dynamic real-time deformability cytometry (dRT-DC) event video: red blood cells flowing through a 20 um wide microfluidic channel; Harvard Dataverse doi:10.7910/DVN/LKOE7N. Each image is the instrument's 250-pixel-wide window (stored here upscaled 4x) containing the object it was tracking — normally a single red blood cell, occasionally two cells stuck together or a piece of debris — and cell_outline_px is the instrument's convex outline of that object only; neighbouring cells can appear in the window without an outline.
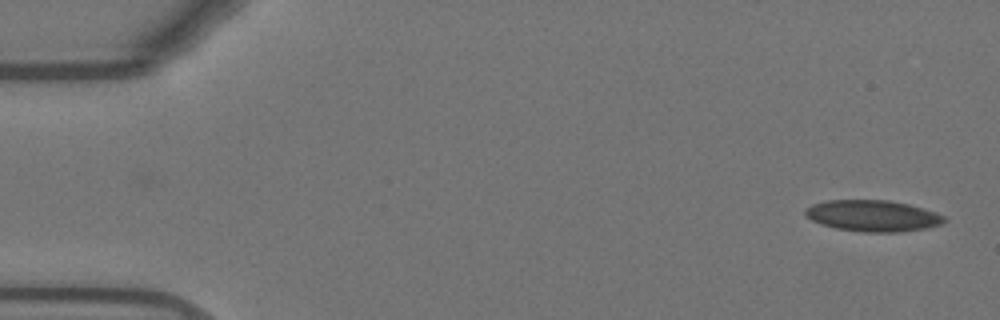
{"species": "Egyptian fruit bat (a non-hibernating species)", "species_latin": "Rousettus aegyptiacus", "temperature_condition": "warm", "stored_images_in_passage": 53, "camera_frame_rate_fps": 3000, "um_per_image_px": 0.085, "animal": {"sex": "female"}, "frame": {"image": 1, "passage_image": 1, "time_ms": 0.0, "image_size_px": [1000, 320], "cell_outline_px": [[948, 220], [940, 224], [924, 228], [896, 232], [860, 232], [836, 228], [820, 224], [804, 216], [804, 208], [812, 204], [828, 200], [888, 200], [908, 204], [936, 212], [944, 216]], "centroid_in_image_um": [74.14, 18.34], "position_along_channel_um": 10.9, "area_um2": 25.37}}
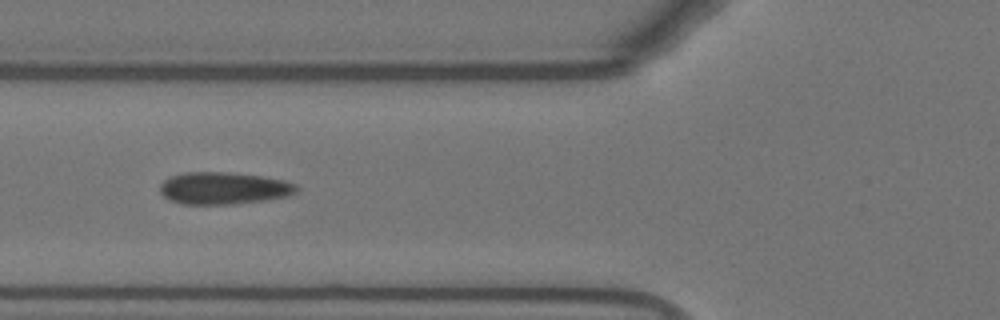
{"frame": {"image": 2, "passage_image": 19, "time_ms": 6.0, "image_size_px": [1000, 320], "cell_outline_px": [[300, 188], [296, 192], [288, 196], [264, 200], [236, 204], [184, 204], [168, 200], [160, 192], [160, 184], [164, 180], [172, 176], [184, 172], [228, 172], [260, 176], [284, 180], [296, 184]], "centroid_in_image_um": [19.01, 16.0], "position_along_channel_um": 106.8, "area_um2": 25.66}}
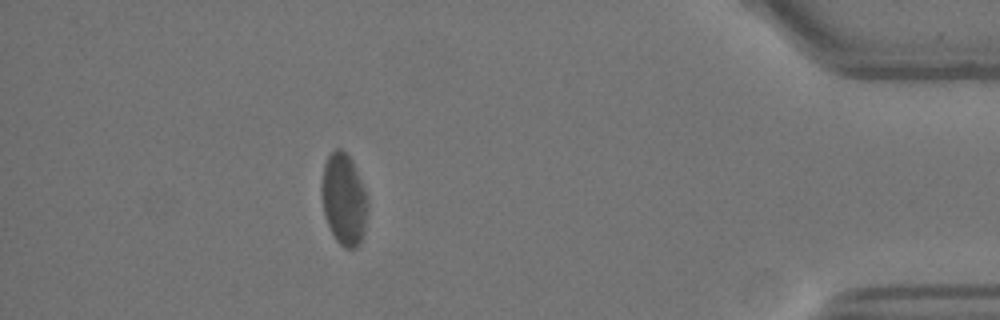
{"frame": {"image": 3, "passage_image": 47, "time_ms": 15.333, "image_size_px": [1000, 320], "cell_outline_px": [[368, 204], [364, 232], [360, 244], [356, 248], [344, 248], [336, 240], [324, 216], [320, 192], [320, 188], [324, 164], [328, 156], [336, 148], [340, 148], [348, 152], [352, 160], [368, 196]], "centroid_in_image_um": [29.22, 16.92], "position_along_channel_um": 406.0, "area_um2": 25.03}, "authors_computed_cell_mechanics": {"area_um2": 25.4898, "velocity_mm_per_s": 3.7287, "shape_relaxation_time_tau1_ms": null, "shape_relaxation_time_tau2_ms": 1.445, "deformation_change_tau1": null, "deformation_change_tau2": 0.0529}}